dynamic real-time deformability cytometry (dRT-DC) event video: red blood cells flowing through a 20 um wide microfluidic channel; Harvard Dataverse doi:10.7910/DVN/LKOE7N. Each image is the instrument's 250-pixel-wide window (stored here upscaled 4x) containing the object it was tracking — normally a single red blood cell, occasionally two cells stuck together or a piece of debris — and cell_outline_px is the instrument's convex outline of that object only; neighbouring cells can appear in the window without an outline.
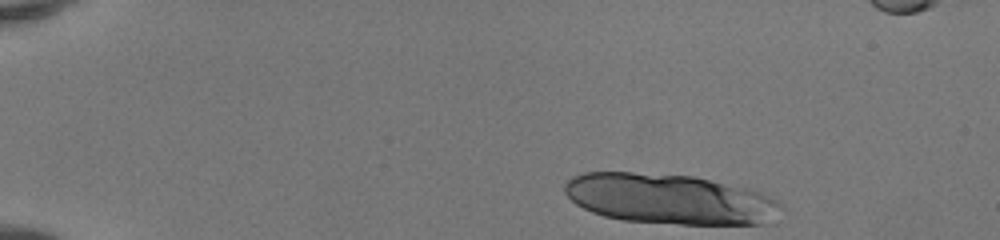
{"species": "human", "species_latin": "Homo sapiens", "temperature_condition": "room temperature", "stored_images_in_passage": 12, "camera_frame_rate_fps": 3000, "um_per_image_px": 0.085, "donor": {"sex": "female"}, "frame": {"image": 1, "passage_image": 1, "time_ms": 0.0, "image_size_px": [1000, 240], "cell_outline_px": [[784, 204], [764, 224], [680, 224], [624, 220], [604, 216], [592, 212], [576, 204], [564, 192], [564, 184], [572, 176], [584, 172], [632, 172], [692, 176], [748, 188], [760, 192], [780, 200]], "centroid_in_image_um": [56.89, 16.9], "position_along_channel_um": 28.1, "area_um2": 63.12}}